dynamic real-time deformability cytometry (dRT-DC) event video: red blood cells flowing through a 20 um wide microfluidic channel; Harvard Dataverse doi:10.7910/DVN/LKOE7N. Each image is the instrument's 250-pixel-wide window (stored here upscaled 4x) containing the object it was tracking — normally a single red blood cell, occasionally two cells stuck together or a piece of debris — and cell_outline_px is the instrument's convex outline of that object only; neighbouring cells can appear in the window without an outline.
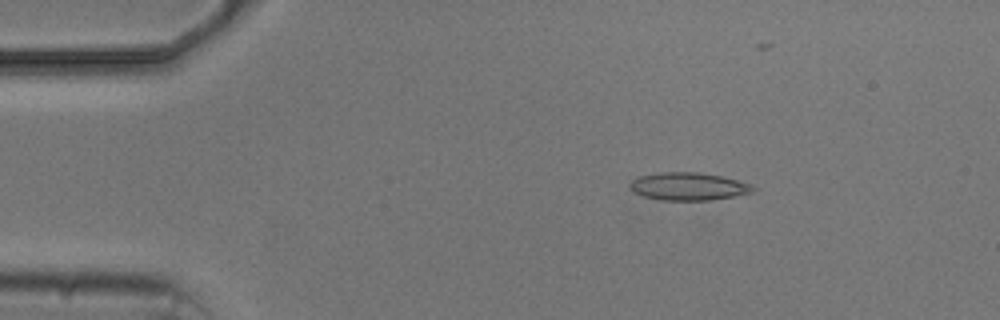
{"species": "common noctule bat (a hibernating species)", "species_latin": "Nyctalus noctula", "temperature_condition": "cold", "stored_images_in_passage": 4, "camera_frame_rate_fps": 3000, "um_per_image_px": 0.085, "animal": {"sex": "male", "body_mass_g": 20.5, "forearm_length_mm": 52.5}, "frame": {"image": 1, "passage_image": 2, "time_ms": 1.333, "image_size_px": [1000, 320], "cell_outline_px": [[756, 188], [752, 192], [736, 196], [712, 200], [660, 200], [644, 196], [628, 188], [628, 184], [632, 180], [640, 176], [656, 172], [700, 172], [720, 176], [752, 184]], "centroid_in_image_um": [58.51, 15.84], "position_along_channel_um": 26.5, "area_um2": 20.0}}
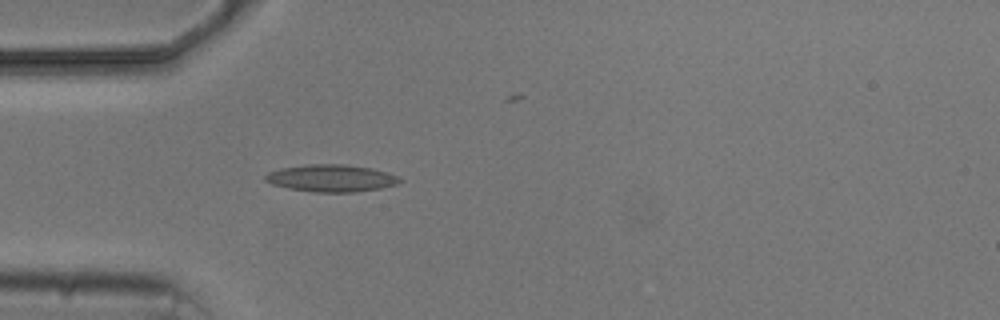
{"frame": {"image": 2, "passage_image": 4, "time_ms": 3.667, "image_size_px": [1000, 320], "cell_outline_px": [[404, 180], [396, 184], [380, 188], [356, 192], [316, 192], [288, 188], [272, 184], [264, 180], [264, 176], [268, 172], [280, 168], [304, 164], [344, 164], [372, 168], [396, 176]], "centroid_in_image_um": [28.12, 15.14], "position_along_channel_um": 56.9, "area_um2": 21.27}}